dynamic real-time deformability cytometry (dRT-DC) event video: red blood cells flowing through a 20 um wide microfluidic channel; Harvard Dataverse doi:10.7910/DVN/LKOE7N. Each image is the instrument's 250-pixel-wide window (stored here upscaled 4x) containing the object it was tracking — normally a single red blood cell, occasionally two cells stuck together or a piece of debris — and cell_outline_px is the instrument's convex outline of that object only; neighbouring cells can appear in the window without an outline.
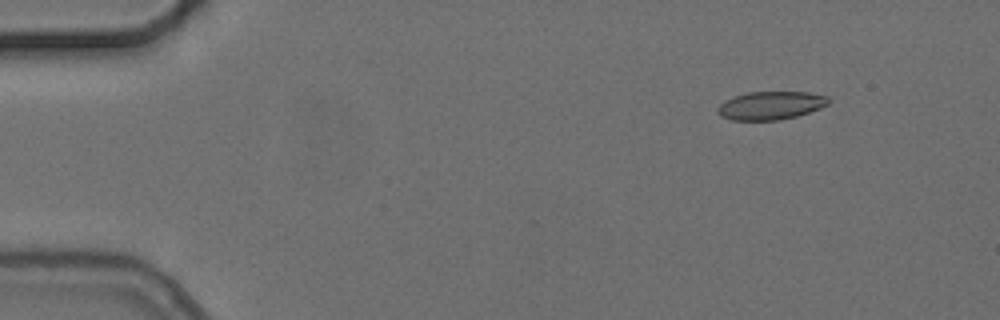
{"species": "common noctule bat (a hibernating species)", "species_latin": "Nyctalus noctula", "temperature_condition": "cold", "stored_images_in_passage": 5, "camera_frame_rate_fps": 3000, "um_per_image_px": 0.085, "animal": {"sex": "female", "body_mass_g": 24.6, "forearm_length_mm": 56.2}, "frame": {"image": 1, "passage_image": 2, "time_ms": 1.0, "image_size_px": [1000, 320], "cell_outline_px": [[828, 104], [820, 108], [796, 116], [780, 120], [732, 120], [720, 116], [716, 108], [724, 100], [748, 92], [808, 92], [828, 96]], "centroid_in_image_um": [65.49, 8.97], "position_along_channel_um": 19.5, "area_um2": 18.15}}
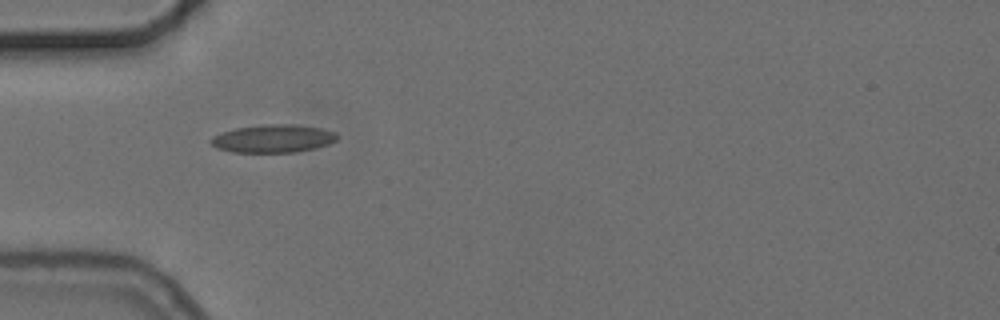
{"frame": {"image": 2, "passage_image": 5, "time_ms": 4.667, "image_size_px": [1000, 320], "cell_outline_px": [[340, 136], [336, 140], [328, 144], [316, 148], [296, 152], [232, 152], [216, 148], [208, 140], [212, 136], [236, 128], [264, 124], [296, 124], [320, 128], [336, 132]], "centroid_in_image_um": [23.23, 11.78], "position_along_channel_um": 61.8, "area_um2": 20.69}}